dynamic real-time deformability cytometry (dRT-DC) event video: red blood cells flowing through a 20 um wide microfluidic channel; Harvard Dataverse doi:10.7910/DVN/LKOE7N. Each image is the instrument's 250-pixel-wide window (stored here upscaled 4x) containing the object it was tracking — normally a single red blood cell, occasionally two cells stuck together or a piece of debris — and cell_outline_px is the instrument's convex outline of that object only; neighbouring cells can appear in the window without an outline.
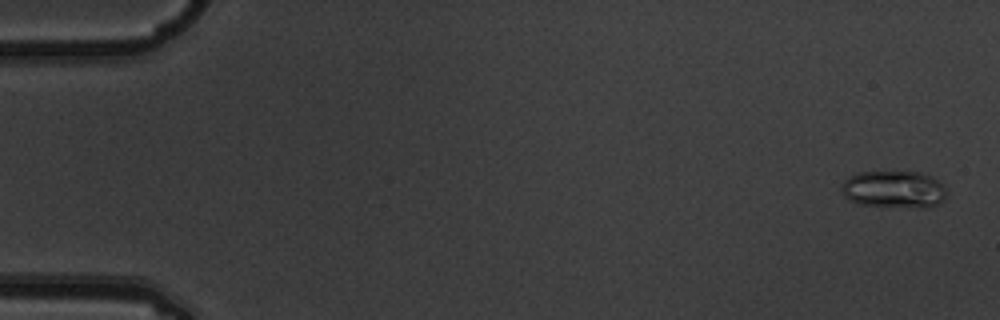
{"species": "common noctule bat (a hibernating species)", "species_latin": "Nyctalus noctula", "temperature_condition": "warm", "stored_images_in_passage": 10, "camera_frame_rate_fps": 3000, "um_per_image_px": 0.085, "animal": {"sex": "male", "body_mass_g": 19.5, "forearm_length_mm": 54.6}, "frame": {"image": 1, "passage_image": 1, "time_ms": 0.0, "image_size_px": [1000, 320], "cell_outline_px": [[948, 196], [944, 200], [932, 208], [924, 208], [856, 204], [844, 196], [840, 188], [840, 184], [844, 180], [856, 172], [920, 172], [932, 176], [948, 192]], "centroid_in_image_um": [75.98, 16.11], "position_along_channel_um": 9.0, "area_um2": 23.12}}
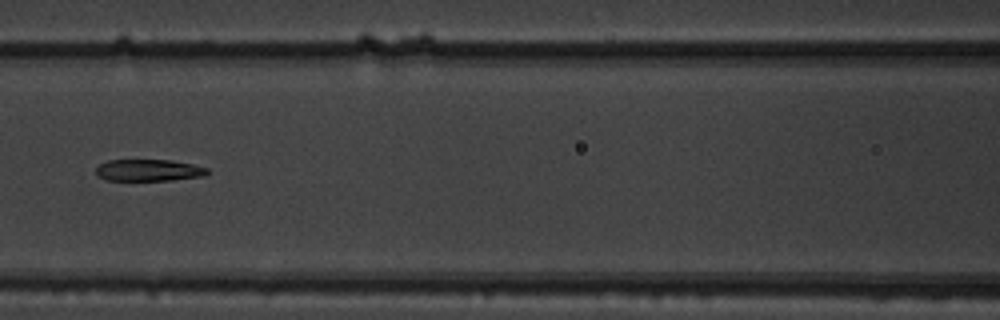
{"frame": {"image": 2, "passage_image": 7, "time_ms": 2.0, "image_size_px": [1000, 320], "cell_outline_px": [[208, 172], [204, 176], [172, 180], [108, 180], [96, 176], [96, 168], [100, 164], [108, 160], [172, 160], [192, 164], [208, 168]], "centroid_in_image_um": [12.63, 14.47], "position_along_channel_um": 154.0, "area_um2": 14.1}}
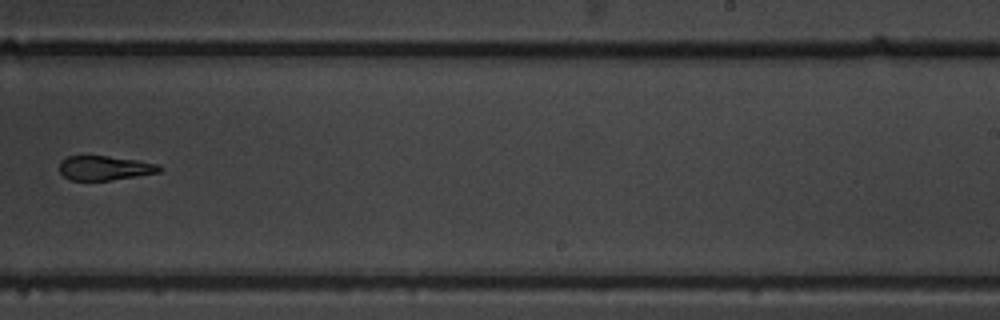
{"frame": {"image": 3, "passage_image": 10, "time_ms": 3.0, "image_size_px": [1000, 320], "cell_outline_px": [[160, 172], [112, 180], [68, 180], [60, 172], [60, 160], [68, 156], [108, 156], [136, 160], [156, 164], [160, 168]], "centroid_in_image_um": [8.84, 14.28], "position_along_channel_um": 280.2, "area_um2": 14.05}}